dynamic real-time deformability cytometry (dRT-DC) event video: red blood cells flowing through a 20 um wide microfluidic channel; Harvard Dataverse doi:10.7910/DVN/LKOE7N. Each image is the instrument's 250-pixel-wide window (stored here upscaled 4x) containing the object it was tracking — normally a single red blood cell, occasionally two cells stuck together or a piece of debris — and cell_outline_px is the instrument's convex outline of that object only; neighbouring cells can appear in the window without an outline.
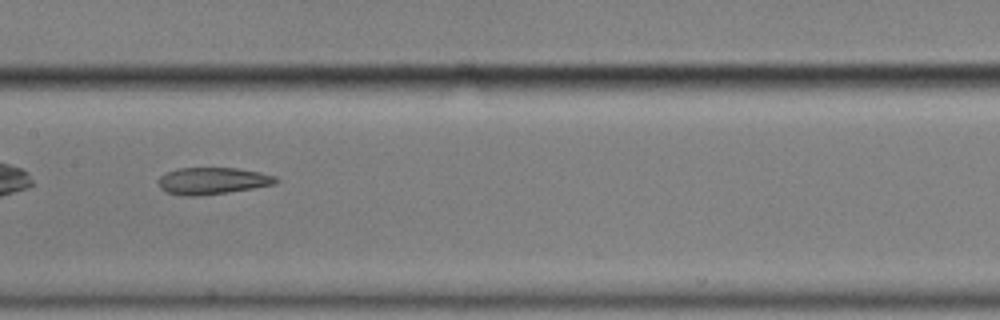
{"species": "common noctule bat (a hibernating species)", "species_latin": "Nyctalus noctula", "temperature_condition": "cold", "stored_images_in_passage": 38, "camera_frame_rate_fps": 3000, "um_per_image_px": 0.085, "animal": {"sex": "male", "body_mass_g": 17.9}, "frame": {"image": 1, "passage_image": 12, "time_ms": 3.667, "image_size_px": [1000, 320], "cell_outline_px": [[280, 180], [276, 184], [252, 188], [196, 196], [184, 196], [168, 192], [160, 188], [160, 176], [168, 172], [180, 168], [236, 168], [260, 172], [276, 176]], "centroid_in_image_um": [18.11, 15.36], "position_along_channel_um": 189.3, "area_um2": 18.09}, "authors_computed_cell_mechanics": {"area_um2": 20.23, "velocity_mm_per_s": 3.5417, "shape_relaxation_time_tau1_ms": null, "shape_relaxation_time_tau2_ms": 4.2745, "deformation_change_tau1": null, "deformation_change_tau2": 0.1282}}